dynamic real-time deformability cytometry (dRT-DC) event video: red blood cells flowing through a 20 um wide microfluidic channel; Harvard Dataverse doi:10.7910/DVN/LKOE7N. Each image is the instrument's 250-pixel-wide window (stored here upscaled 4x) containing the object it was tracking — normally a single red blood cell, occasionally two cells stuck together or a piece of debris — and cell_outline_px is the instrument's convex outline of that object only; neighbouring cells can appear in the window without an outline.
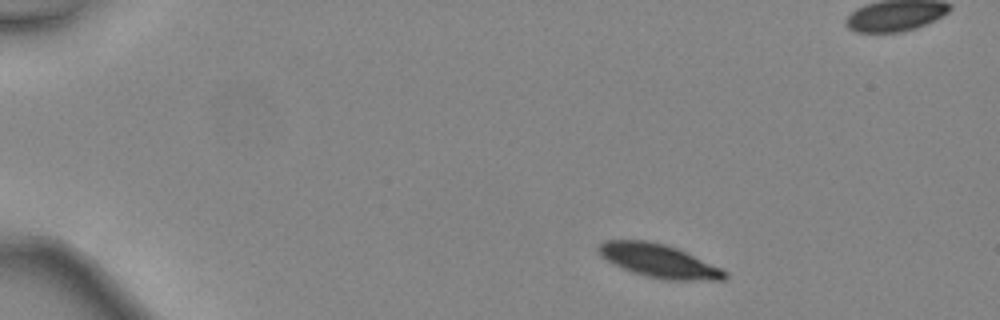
{"species": "common noctule bat (a hibernating species)", "species_latin": "Nyctalus noctula", "temperature_condition": "warm", "stored_images_in_passage": 41, "camera_frame_rate_fps": 3000, "um_per_image_px": 0.085, "animal": {"sex": "female", "body_mass_g": 24.6, "forearm_length_mm": 56.2}, "frame": {"image": 1, "passage_image": 1, "time_ms": 0.0, "image_size_px": [1000, 320], "cell_outline_px": [[728, 276], [724, 280], [664, 280], [644, 276], [632, 272], [600, 256], [596, 248], [604, 240], [648, 240], [664, 244], [676, 248], [720, 268], [728, 272]], "centroid_in_image_um": [55.98, 22.17], "position_along_channel_um": 29.0, "area_um2": 24.33}}
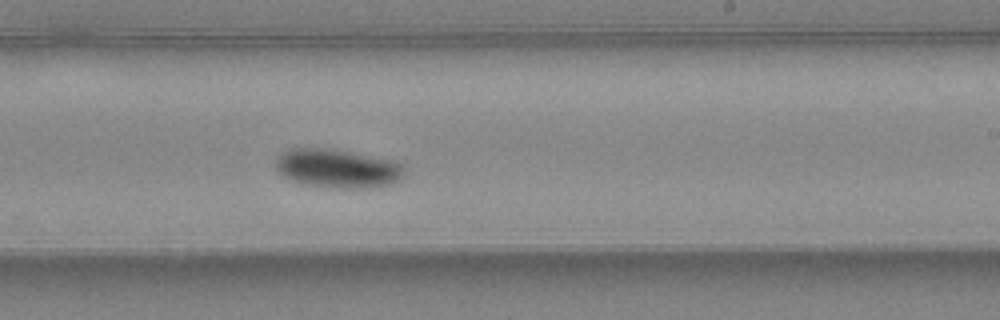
{"frame": {"image": 2, "passage_image": 23, "time_ms": 7.333, "image_size_px": [1000, 320], "cell_outline_px": [[404, 176], [400, 180], [392, 184], [368, 188], [328, 188], [300, 184], [284, 176], [276, 168], [276, 156], [280, 152], [288, 148], [332, 148], [392, 160], [404, 164]], "centroid_in_image_um": [28.68, 14.32], "position_along_channel_um": 260.3, "area_um2": 29.65}}
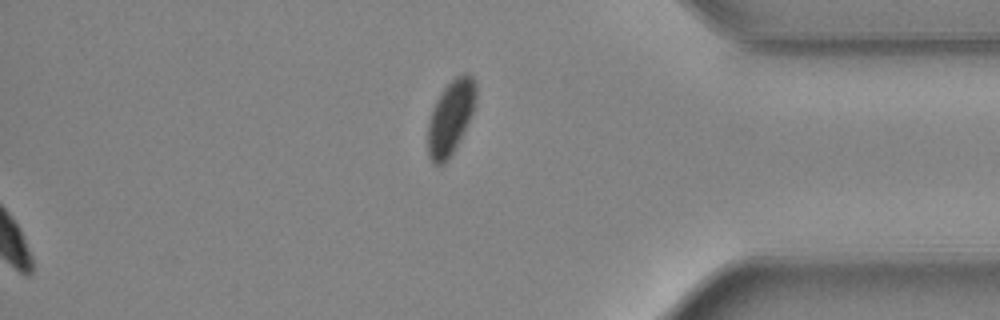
{"frame": {"image": 3, "passage_image": 41, "time_ms": 13.333, "image_size_px": [1000, 320], "cell_outline_px": [[476, 104], [448, 160], [444, 164], [432, 164], [428, 156], [428, 120], [432, 108], [440, 92], [456, 76], [464, 72], [472, 76], [476, 80]], "centroid_in_image_um": [38.28, 9.94], "position_along_channel_um": 396.9, "area_um2": 20.63}, "authors_computed_cell_mechanics": {"area_um2": 26.9348, "velocity_mm_per_s": 4.477, "shape_relaxation_time_tau1_ms": 2.0438, "shape_relaxation_time_tau2_ms": null, "deformation_change_tau1": 0.1072, "deformation_change_tau2": null}}